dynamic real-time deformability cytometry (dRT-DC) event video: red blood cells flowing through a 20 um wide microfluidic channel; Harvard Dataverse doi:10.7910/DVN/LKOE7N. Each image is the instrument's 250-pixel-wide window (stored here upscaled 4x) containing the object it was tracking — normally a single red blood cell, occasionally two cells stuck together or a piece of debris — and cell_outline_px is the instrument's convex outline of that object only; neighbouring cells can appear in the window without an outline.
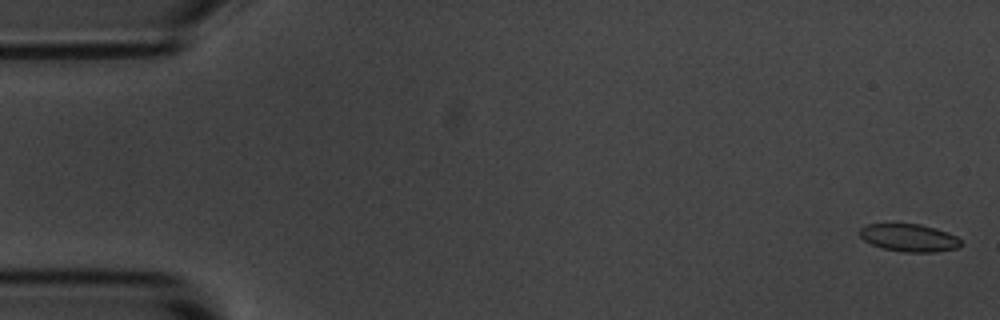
{"species": "common noctule bat (a hibernating species)", "species_latin": "Nyctalus noctula", "temperature_condition": "room temperature", "stored_images_in_passage": 6, "camera_frame_rate_fps": 3000, "um_per_image_px": 0.085, "animal": {"sex": "male", "body_mass_g": 20.1, "forearm_length_mm": 53.5}, "frame": {"image": 1, "passage_image": 1, "time_ms": 0.0, "image_size_px": [1000, 320], "cell_outline_px": [[960, 244], [956, 248], [936, 252], [904, 252], [880, 248], [864, 240], [860, 236], [860, 228], [868, 224], [920, 224], [936, 228], [948, 232], [956, 236], [960, 240]], "centroid_in_image_um": [77.26, 20.21], "position_along_channel_um": 7.7, "area_um2": 16.24}}
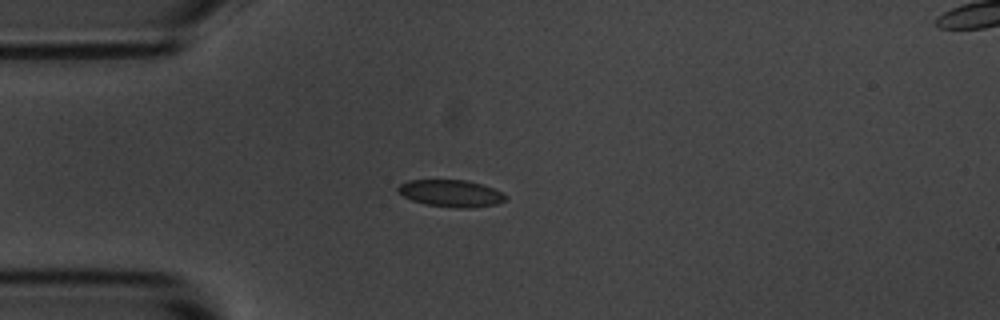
{"frame": {"image": 2, "passage_image": 5, "time_ms": 4.333, "image_size_px": [1000, 320], "cell_outline_px": [[508, 196], [504, 200], [496, 204], [472, 208], [456, 208], [424, 204], [412, 200], [396, 192], [396, 188], [400, 184], [408, 180], [468, 180], [504, 192]], "centroid_in_image_um": [38.32, 16.43], "position_along_channel_um": 46.7, "area_um2": 17.05}}